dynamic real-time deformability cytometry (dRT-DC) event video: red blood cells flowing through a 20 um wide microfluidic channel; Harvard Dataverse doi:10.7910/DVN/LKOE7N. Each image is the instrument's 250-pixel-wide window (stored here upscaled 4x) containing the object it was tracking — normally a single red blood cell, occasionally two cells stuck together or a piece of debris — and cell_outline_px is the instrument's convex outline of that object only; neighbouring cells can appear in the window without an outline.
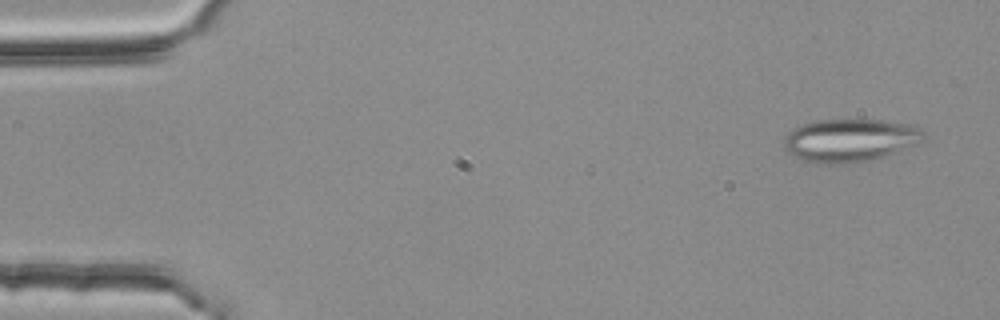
{"species": "common noctule bat (a hibernating species)", "species_latin": "Nyctalus noctula", "temperature_condition": "room temperature", "stored_images_in_passage": 4, "camera_frame_rate_fps": 3000, "um_per_image_px": 0.085, "animal": {"sex": "female", "body_mass_g": 25.1}, "frame": {"image": 1, "passage_image": 1, "time_ms": 0.0, "image_size_px": [1000, 320], "cell_outline_px": [[928, 136], [920, 144], [900, 152], [876, 160], [848, 164], [816, 164], [792, 156], [784, 148], [784, 136], [792, 128], [800, 124], [816, 120], [884, 120], [912, 124], [924, 128]], "centroid_in_image_um": [72.33, 11.94], "position_along_channel_um": 12.7, "area_um2": 36.36}}